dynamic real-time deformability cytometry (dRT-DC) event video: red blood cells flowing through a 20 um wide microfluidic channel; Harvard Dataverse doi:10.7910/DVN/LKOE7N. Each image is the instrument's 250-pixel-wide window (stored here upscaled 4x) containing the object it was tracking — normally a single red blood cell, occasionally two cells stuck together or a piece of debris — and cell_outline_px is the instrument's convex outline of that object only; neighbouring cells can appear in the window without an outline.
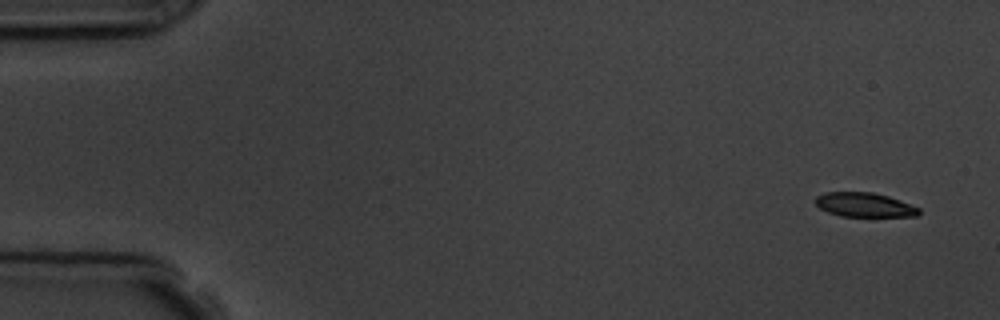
{"species": "common noctule bat (a hibernating species)", "species_latin": "Nyctalus noctula", "temperature_condition": "room temperature", "stored_images_in_passage": 4, "camera_frame_rate_fps": 3000, "um_per_image_px": 0.085, "animal": {"sex": "male", "body_mass_g": 19.5, "forearm_length_mm": 54.6}, "frame": {"image": 1, "passage_image": 1, "time_ms": 0.0, "image_size_px": [1000, 320], "cell_outline_px": [[920, 212], [916, 216], [840, 216], [828, 212], [820, 208], [816, 204], [816, 196], [824, 192], [872, 192], [888, 196], [920, 208]], "centroid_in_image_um": [73.46, 17.4], "position_along_channel_um": 11.5, "area_um2": 14.51}}
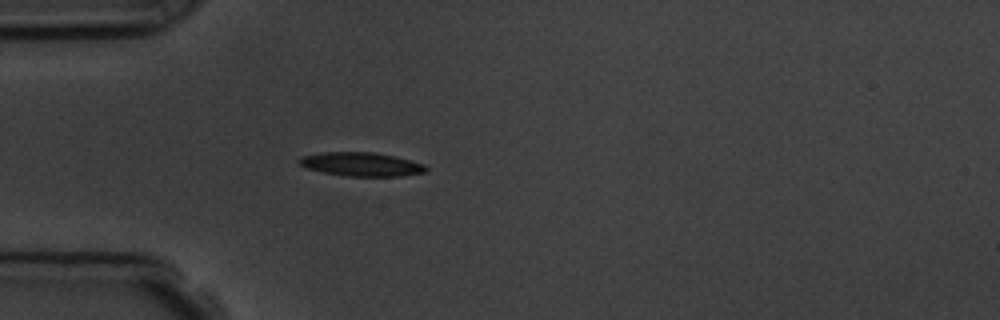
{"frame": {"image": 2, "passage_image": 4, "time_ms": 4.333, "image_size_px": [1000, 320], "cell_outline_px": [[428, 168], [424, 172], [404, 176], [348, 176], [324, 172], [308, 168], [300, 164], [296, 160], [300, 156], [320, 152], [376, 152], [424, 164]], "centroid_in_image_um": [30.68, 13.95], "position_along_channel_um": 54.3, "area_um2": 17.46}}